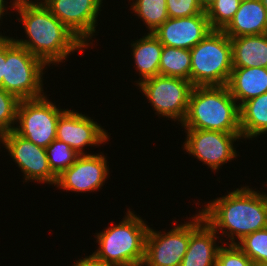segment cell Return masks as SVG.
<instances>
[{
	"mask_svg": "<svg viewBox=\"0 0 267 266\" xmlns=\"http://www.w3.org/2000/svg\"><path fill=\"white\" fill-rule=\"evenodd\" d=\"M13 9L17 10L27 39L13 40L41 59L46 65L59 64L75 50L87 47L72 33L50 10L40 2L32 0H13Z\"/></svg>",
	"mask_w": 267,
	"mask_h": 266,
	"instance_id": "1",
	"label": "cell"
},
{
	"mask_svg": "<svg viewBox=\"0 0 267 266\" xmlns=\"http://www.w3.org/2000/svg\"><path fill=\"white\" fill-rule=\"evenodd\" d=\"M258 192L249 186L237 188L209 202L199 212L217 234L221 231L230 238V244H237L235 237L239 242L267 227V194Z\"/></svg>",
	"mask_w": 267,
	"mask_h": 266,
	"instance_id": "2",
	"label": "cell"
},
{
	"mask_svg": "<svg viewBox=\"0 0 267 266\" xmlns=\"http://www.w3.org/2000/svg\"><path fill=\"white\" fill-rule=\"evenodd\" d=\"M227 85L193 87L182 125L185 129L241 133L239 106Z\"/></svg>",
	"mask_w": 267,
	"mask_h": 266,
	"instance_id": "3",
	"label": "cell"
},
{
	"mask_svg": "<svg viewBox=\"0 0 267 266\" xmlns=\"http://www.w3.org/2000/svg\"><path fill=\"white\" fill-rule=\"evenodd\" d=\"M128 210L119 224L97 233L99 248L92 254L112 266H142L148 225Z\"/></svg>",
	"mask_w": 267,
	"mask_h": 266,
	"instance_id": "4",
	"label": "cell"
},
{
	"mask_svg": "<svg viewBox=\"0 0 267 266\" xmlns=\"http://www.w3.org/2000/svg\"><path fill=\"white\" fill-rule=\"evenodd\" d=\"M190 53V82L194 87L227 85L233 69L229 36L222 30H211Z\"/></svg>",
	"mask_w": 267,
	"mask_h": 266,
	"instance_id": "5",
	"label": "cell"
},
{
	"mask_svg": "<svg viewBox=\"0 0 267 266\" xmlns=\"http://www.w3.org/2000/svg\"><path fill=\"white\" fill-rule=\"evenodd\" d=\"M46 64L17 44L13 38L6 37V62L2 88L16 95L20 100L44 96L43 70Z\"/></svg>",
	"mask_w": 267,
	"mask_h": 266,
	"instance_id": "6",
	"label": "cell"
},
{
	"mask_svg": "<svg viewBox=\"0 0 267 266\" xmlns=\"http://www.w3.org/2000/svg\"><path fill=\"white\" fill-rule=\"evenodd\" d=\"M143 95L149 100L157 115L178 120H185L193 84L179 77L156 75L137 84Z\"/></svg>",
	"mask_w": 267,
	"mask_h": 266,
	"instance_id": "7",
	"label": "cell"
},
{
	"mask_svg": "<svg viewBox=\"0 0 267 266\" xmlns=\"http://www.w3.org/2000/svg\"><path fill=\"white\" fill-rule=\"evenodd\" d=\"M204 221L199 212L192 217V221L174 226L169 232H163L164 234L149 227L142 266H180L188 248L190 235Z\"/></svg>",
	"mask_w": 267,
	"mask_h": 266,
	"instance_id": "8",
	"label": "cell"
},
{
	"mask_svg": "<svg viewBox=\"0 0 267 266\" xmlns=\"http://www.w3.org/2000/svg\"><path fill=\"white\" fill-rule=\"evenodd\" d=\"M64 111L45 95L20 100L14 131L37 146L46 148L56 139L57 122Z\"/></svg>",
	"mask_w": 267,
	"mask_h": 266,
	"instance_id": "9",
	"label": "cell"
},
{
	"mask_svg": "<svg viewBox=\"0 0 267 266\" xmlns=\"http://www.w3.org/2000/svg\"><path fill=\"white\" fill-rule=\"evenodd\" d=\"M187 138L183 143L187 153L204 162L213 171L236 158L234 141L242 139L241 133H225L214 130L185 129Z\"/></svg>",
	"mask_w": 267,
	"mask_h": 266,
	"instance_id": "10",
	"label": "cell"
},
{
	"mask_svg": "<svg viewBox=\"0 0 267 266\" xmlns=\"http://www.w3.org/2000/svg\"><path fill=\"white\" fill-rule=\"evenodd\" d=\"M50 12L87 47L96 31L102 0H42ZM89 38V39H88Z\"/></svg>",
	"mask_w": 267,
	"mask_h": 266,
	"instance_id": "11",
	"label": "cell"
},
{
	"mask_svg": "<svg viewBox=\"0 0 267 266\" xmlns=\"http://www.w3.org/2000/svg\"><path fill=\"white\" fill-rule=\"evenodd\" d=\"M4 148L24 173L26 182L34 180L55 186L57 177L49 167L46 148L37 146L14 130L6 133Z\"/></svg>",
	"mask_w": 267,
	"mask_h": 266,
	"instance_id": "12",
	"label": "cell"
},
{
	"mask_svg": "<svg viewBox=\"0 0 267 266\" xmlns=\"http://www.w3.org/2000/svg\"><path fill=\"white\" fill-rule=\"evenodd\" d=\"M107 163L103 154L79 155L75 163L57 177L55 185L78 193L99 190L109 176Z\"/></svg>",
	"mask_w": 267,
	"mask_h": 266,
	"instance_id": "13",
	"label": "cell"
},
{
	"mask_svg": "<svg viewBox=\"0 0 267 266\" xmlns=\"http://www.w3.org/2000/svg\"><path fill=\"white\" fill-rule=\"evenodd\" d=\"M107 133L91 117L65 109L57 122L56 139L68 144L79 155H86L83 147L106 143L109 141Z\"/></svg>",
	"mask_w": 267,
	"mask_h": 266,
	"instance_id": "14",
	"label": "cell"
},
{
	"mask_svg": "<svg viewBox=\"0 0 267 266\" xmlns=\"http://www.w3.org/2000/svg\"><path fill=\"white\" fill-rule=\"evenodd\" d=\"M211 30L204 11L190 17L168 18L153 34L164 46L190 50Z\"/></svg>",
	"mask_w": 267,
	"mask_h": 266,
	"instance_id": "15",
	"label": "cell"
},
{
	"mask_svg": "<svg viewBox=\"0 0 267 266\" xmlns=\"http://www.w3.org/2000/svg\"><path fill=\"white\" fill-rule=\"evenodd\" d=\"M230 38L267 33V11L261 0H241L230 23L222 30Z\"/></svg>",
	"mask_w": 267,
	"mask_h": 266,
	"instance_id": "16",
	"label": "cell"
},
{
	"mask_svg": "<svg viewBox=\"0 0 267 266\" xmlns=\"http://www.w3.org/2000/svg\"><path fill=\"white\" fill-rule=\"evenodd\" d=\"M227 87L240 107L244 102L267 92V68L233 67Z\"/></svg>",
	"mask_w": 267,
	"mask_h": 266,
	"instance_id": "17",
	"label": "cell"
},
{
	"mask_svg": "<svg viewBox=\"0 0 267 266\" xmlns=\"http://www.w3.org/2000/svg\"><path fill=\"white\" fill-rule=\"evenodd\" d=\"M216 231L204 221L191 235L188 248L180 266H216Z\"/></svg>",
	"mask_w": 267,
	"mask_h": 266,
	"instance_id": "18",
	"label": "cell"
},
{
	"mask_svg": "<svg viewBox=\"0 0 267 266\" xmlns=\"http://www.w3.org/2000/svg\"><path fill=\"white\" fill-rule=\"evenodd\" d=\"M233 67L267 68V33L230 38Z\"/></svg>",
	"mask_w": 267,
	"mask_h": 266,
	"instance_id": "19",
	"label": "cell"
},
{
	"mask_svg": "<svg viewBox=\"0 0 267 266\" xmlns=\"http://www.w3.org/2000/svg\"><path fill=\"white\" fill-rule=\"evenodd\" d=\"M133 58L142 82L145 79L159 75V63L163 44L153 33H147L139 40L131 43Z\"/></svg>",
	"mask_w": 267,
	"mask_h": 266,
	"instance_id": "20",
	"label": "cell"
},
{
	"mask_svg": "<svg viewBox=\"0 0 267 266\" xmlns=\"http://www.w3.org/2000/svg\"><path fill=\"white\" fill-rule=\"evenodd\" d=\"M239 114L242 139L267 134V92L244 102Z\"/></svg>",
	"mask_w": 267,
	"mask_h": 266,
	"instance_id": "21",
	"label": "cell"
},
{
	"mask_svg": "<svg viewBox=\"0 0 267 266\" xmlns=\"http://www.w3.org/2000/svg\"><path fill=\"white\" fill-rule=\"evenodd\" d=\"M190 73V50L163 45L159 63V75L179 77L190 81Z\"/></svg>",
	"mask_w": 267,
	"mask_h": 266,
	"instance_id": "22",
	"label": "cell"
},
{
	"mask_svg": "<svg viewBox=\"0 0 267 266\" xmlns=\"http://www.w3.org/2000/svg\"><path fill=\"white\" fill-rule=\"evenodd\" d=\"M131 7L135 15L147 25L149 33H153L169 18L166 0H136Z\"/></svg>",
	"mask_w": 267,
	"mask_h": 266,
	"instance_id": "23",
	"label": "cell"
},
{
	"mask_svg": "<svg viewBox=\"0 0 267 266\" xmlns=\"http://www.w3.org/2000/svg\"><path fill=\"white\" fill-rule=\"evenodd\" d=\"M46 152L49 167L56 177L72 166L79 156L68 144L58 139L46 147Z\"/></svg>",
	"mask_w": 267,
	"mask_h": 266,
	"instance_id": "24",
	"label": "cell"
},
{
	"mask_svg": "<svg viewBox=\"0 0 267 266\" xmlns=\"http://www.w3.org/2000/svg\"><path fill=\"white\" fill-rule=\"evenodd\" d=\"M253 262L267 263V227L246 235L236 244Z\"/></svg>",
	"mask_w": 267,
	"mask_h": 266,
	"instance_id": "25",
	"label": "cell"
},
{
	"mask_svg": "<svg viewBox=\"0 0 267 266\" xmlns=\"http://www.w3.org/2000/svg\"><path fill=\"white\" fill-rule=\"evenodd\" d=\"M241 0H216L206 11L212 30H223L233 19Z\"/></svg>",
	"mask_w": 267,
	"mask_h": 266,
	"instance_id": "26",
	"label": "cell"
},
{
	"mask_svg": "<svg viewBox=\"0 0 267 266\" xmlns=\"http://www.w3.org/2000/svg\"><path fill=\"white\" fill-rule=\"evenodd\" d=\"M20 99L0 87V129L10 132L14 130Z\"/></svg>",
	"mask_w": 267,
	"mask_h": 266,
	"instance_id": "27",
	"label": "cell"
},
{
	"mask_svg": "<svg viewBox=\"0 0 267 266\" xmlns=\"http://www.w3.org/2000/svg\"><path fill=\"white\" fill-rule=\"evenodd\" d=\"M252 260L236 245L221 246L217 253L216 266H251Z\"/></svg>",
	"mask_w": 267,
	"mask_h": 266,
	"instance_id": "28",
	"label": "cell"
},
{
	"mask_svg": "<svg viewBox=\"0 0 267 266\" xmlns=\"http://www.w3.org/2000/svg\"><path fill=\"white\" fill-rule=\"evenodd\" d=\"M168 17L182 18L203 13L198 0H166Z\"/></svg>",
	"mask_w": 267,
	"mask_h": 266,
	"instance_id": "29",
	"label": "cell"
},
{
	"mask_svg": "<svg viewBox=\"0 0 267 266\" xmlns=\"http://www.w3.org/2000/svg\"><path fill=\"white\" fill-rule=\"evenodd\" d=\"M73 266H112L110 264L105 263L102 260L97 259L93 254L89 256H85L83 259H79L75 262Z\"/></svg>",
	"mask_w": 267,
	"mask_h": 266,
	"instance_id": "30",
	"label": "cell"
},
{
	"mask_svg": "<svg viewBox=\"0 0 267 266\" xmlns=\"http://www.w3.org/2000/svg\"><path fill=\"white\" fill-rule=\"evenodd\" d=\"M6 62V36L0 35V87H2V79L4 76Z\"/></svg>",
	"mask_w": 267,
	"mask_h": 266,
	"instance_id": "31",
	"label": "cell"
},
{
	"mask_svg": "<svg viewBox=\"0 0 267 266\" xmlns=\"http://www.w3.org/2000/svg\"><path fill=\"white\" fill-rule=\"evenodd\" d=\"M215 1L216 0H198V3L203 11L206 12Z\"/></svg>",
	"mask_w": 267,
	"mask_h": 266,
	"instance_id": "32",
	"label": "cell"
},
{
	"mask_svg": "<svg viewBox=\"0 0 267 266\" xmlns=\"http://www.w3.org/2000/svg\"><path fill=\"white\" fill-rule=\"evenodd\" d=\"M5 3H6L5 0H0V20H1V17L4 16L3 14H4L5 10L8 11L7 8H6L7 6L5 5Z\"/></svg>",
	"mask_w": 267,
	"mask_h": 266,
	"instance_id": "33",
	"label": "cell"
},
{
	"mask_svg": "<svg viewBox=\"0 0 267 266\" xmlns=\"http://www.w3.org/2000/svg\"><path fill=\"white\" fill-rule=\"evenodd\" d=\"M5 137H6V132L0 129V142L2 144H5Z\"/></svg>",
	"mask_w": 267,
	"mask_h": 266,
	"instance_id": "34",
	"label": "cell"
},
{
	"mask_svg": "<svg viewBox=\"0 0 267 266\" xmlns=\"http://www.w3.org/2000/svg\"><path fill=\"white\" fill-rule=\"evenodd\" d=\"M262 4L264 5V7L266 8L267 11V0H261Z\"/></svg>",
	"mask_w": 267,
	"mask_h": 266,
	"instance_id": "35",
	"label": "cell"
},
{
	"mask_svg": "<svg viewBox=\"0 0 267 266\" xmlns=\"http://www.w3.org/2000/svg\"><path fill=\"white\" fill-rule=\"evenodd\" d=\"M254 266H267V263H257V264H254Z\"/></svg>",
	"mask_w": 267,
	"mask_h": 266,
	"instance_id": "36",
	"label": "cell"
}]
</instances>
